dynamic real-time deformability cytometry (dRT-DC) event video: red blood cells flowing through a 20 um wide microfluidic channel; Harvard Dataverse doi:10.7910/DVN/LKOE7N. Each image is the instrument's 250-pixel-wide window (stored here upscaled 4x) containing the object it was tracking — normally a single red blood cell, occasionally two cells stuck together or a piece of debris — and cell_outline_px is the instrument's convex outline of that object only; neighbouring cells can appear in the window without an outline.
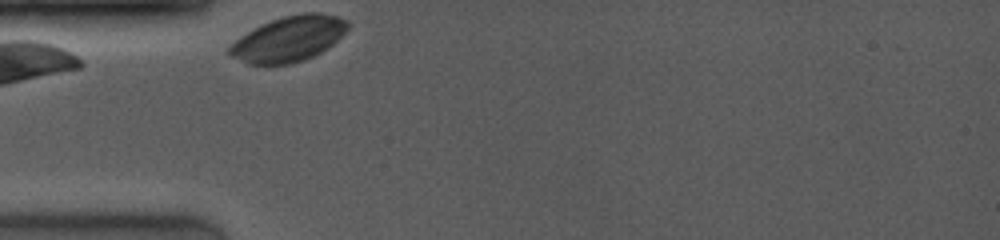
{"species": "common noctule bat (a hibernating species)", "species_latin": "Nyctalus noctula", "temperature_condition": "room temperature", "stored_images_in_passage": 2, "camera_frame_rate_fps": 4000, "um_per_image_px": 0.085, "animal": {"sex": "female", "body_mass_g": 19.0, "forearm_length_mm": 53.3}, "frame": {"image": 1, "passage_image": 1, "time_ms": 0.0, "image_size_px": [1000, 240], "cell_outline_px": [[352, 24], [328, 48], [304, 60], [288, 64], [248, 64], [232, 56], [228, 52], [228, 48], [240, 36], [260, 24], [284, 16], [304, 12], [320, 12], [336, 16], [348, 20]], "centroid_in_image_um": [24.56, 3.29], "position_along_channel_um": 60.4, "area_um2": 31.1}}